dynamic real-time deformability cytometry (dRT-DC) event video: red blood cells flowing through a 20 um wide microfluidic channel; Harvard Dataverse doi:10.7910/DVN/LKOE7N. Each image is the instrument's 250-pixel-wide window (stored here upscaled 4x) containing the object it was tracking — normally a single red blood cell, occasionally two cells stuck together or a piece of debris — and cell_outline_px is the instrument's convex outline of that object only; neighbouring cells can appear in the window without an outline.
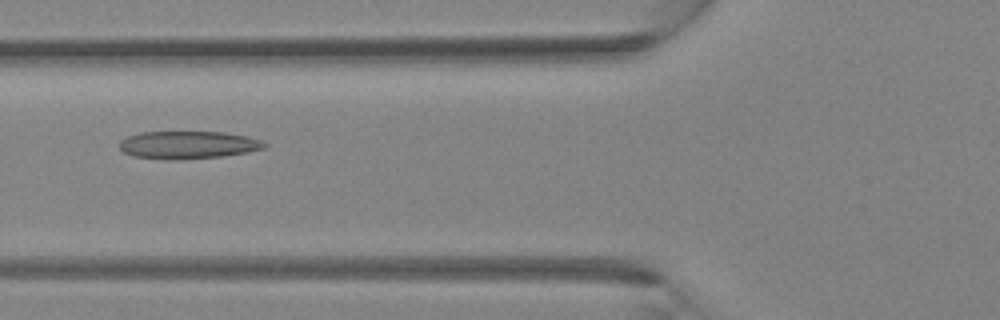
{"species": "Egyptian fruit bat (a non-hibernating species)", "species_latin": "Rousettus aegyptiacus", "temperature_condition": "room temperature", "stored_images_in_passage": 2, "camera_frame_rate_fps": 3000, "um_per_image_px": 0.085, "animal": {"sex": "female"}, "frame": {"image": 1, "passage_image": 2, "time_ms": 1.0, "image_size_px": [1000, 320], "cell_outline_px": [[268, 144], [264, 148], [248, 152], [224, 156], [172, 160], [168, 160], [132, 156], [124, 152], [120, 148], [120, 140], [128, 136], [140, 132], [224, 132], [248, 136], [260, 140]], "centroid_in_image_um": [15.99, 12.32], "position_along_channel_um": 109.8, "area_um2": 23.47}}